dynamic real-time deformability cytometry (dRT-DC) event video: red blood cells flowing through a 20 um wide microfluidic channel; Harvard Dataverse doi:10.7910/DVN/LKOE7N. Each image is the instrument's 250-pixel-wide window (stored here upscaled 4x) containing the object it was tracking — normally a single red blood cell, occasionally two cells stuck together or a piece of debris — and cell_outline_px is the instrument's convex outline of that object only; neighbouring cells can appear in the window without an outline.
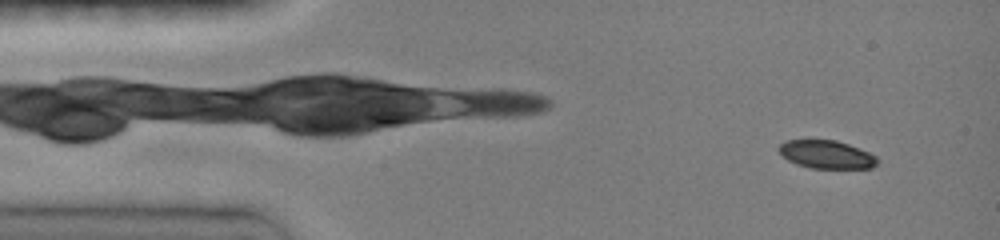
{"species": "common noctule bat (a hibernating species)", "species_latin": "Nyctalus noctula", "temperature_condition": "room temperature", "stored_images_in_passage": 36, "camera_frame_rate_fps": 3000, "um_per_image_px": 0.085, "animal": {"sex": "female", "body_mass_g": 19.0, "forearm_length_mm": 51.5}, "frame": {"image": 1, "passage_image": 2, "time_ms": 0.333, "image_size_px": [1000, 240], "cell_outline_px": [[880, 160], [872, 168], [808, 168], [796, 164], [788, 160], [776, 148], [780, 144], [788, 140], [836, 140], [848, 144], [868, 152], [876, 156]], "centroid_in_image_um": [70.25, 13.13], "position_along_channel_um": 14.7, "area_um2": 16.13}}
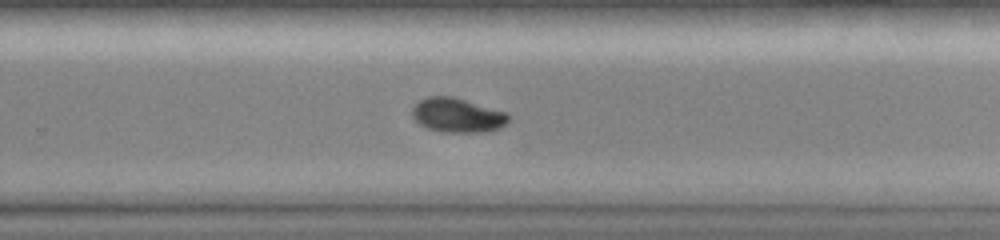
{"frame": {"image": 2, "passage_image": 22, "time_ms": 9.333, "image_size_px": [1000, 240], "cell_outline_px": [[508, 120], [500, 128], [484, 132], [444, 132], [428, 128], [420, 124], [412, 116], [412, 108], [420, 100], [428, 96], [452, 96], [508, 112]], "centroid_in_image_um": [38.88, 9.79], "position_along_channel_um": 290.9, "area_um2": 19.19}}
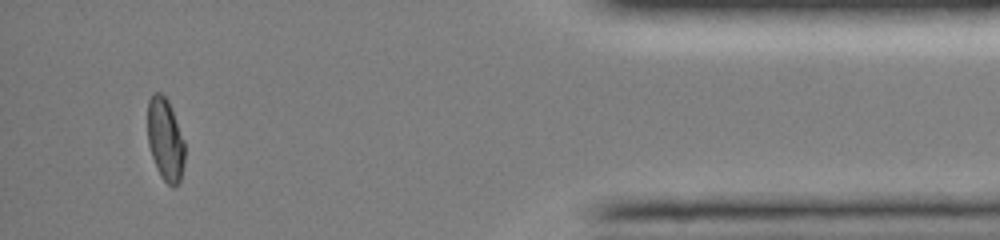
{"frame": {"image": 3, "passage_image": 33, "time_ms": 13.667, "image_size_px": [1000, 240], "cell_outline_px": [[184, 164], [180, 180], [172, 188], [160, 176], [156, 168], [148, 144], [148, 100], [152, 92], [160, 92], [168, 100], [184, 140]], "centroid_in_image_um": [14.04, 11.85], "position_along_channel_um": 421.2, "area_um2": 17.86}, "authors_computed_cell_mechanics": {"area_um2": 18.496, "velocity_mm_per_s": 4.0818, "shape_relaxation_time_tau1_ms": 3.0802, "shape_relaxation_time_tau2_ms": 1.6005, "deformation_change_tau1": 0.1385, "deformation_change_tau2": 0.0243}}